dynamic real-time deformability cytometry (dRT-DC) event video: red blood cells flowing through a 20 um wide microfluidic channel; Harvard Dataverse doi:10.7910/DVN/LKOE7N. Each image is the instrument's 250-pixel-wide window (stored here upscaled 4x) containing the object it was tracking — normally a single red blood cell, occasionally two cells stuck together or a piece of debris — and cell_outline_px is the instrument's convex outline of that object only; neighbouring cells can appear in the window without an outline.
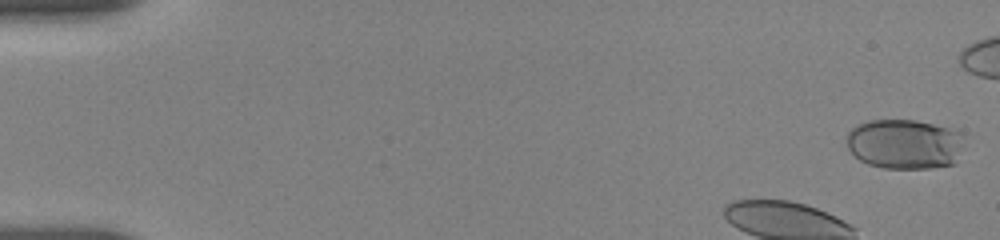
{"species": "human", "species_latin": "Homo sapiens", "temperature_condition": "room temperature", "stored_images_in_passage": 48, "camera_frame_rate_fps": 3000, "um_per_image_px": 0.085, "donor": {"sex": "female"}, "frame": {"image": 1, "passage_image": 1, "time_ms": 0.0, "image_size_px": [1000, 240], "cell_outline_px": [[960, 144], [956, 164], [932, 168], [884, 168], [868, 164], [860, 160], [848, 148], [848, 132], [852, 128], [868, 120], [916, 120], [948, 128], [960, 132]], "centroid_in_image_um": [76.86, 12.25], "position_along_channel_um": 8.1, "area_um2": 33.76}}
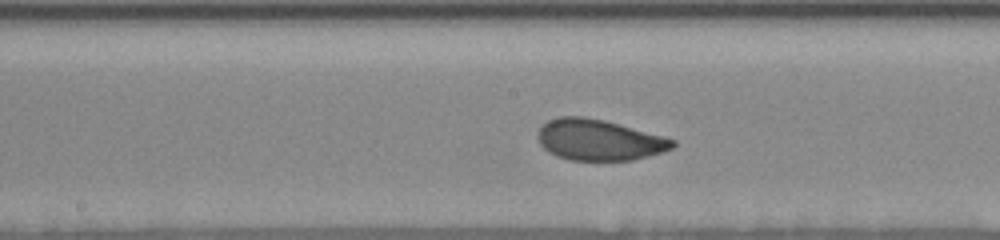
{"frame": {"image": 2, "passage_image": 31, "time_ms": 8.0, "image_size_px": [1000, 240], "cell_outline_px": [[676, 144], [672, 148], [648, 156], [632, 160], [568, 160], [556, 156], [548, 152], [540, 144], [540, 128], [548, 120], [560, 116], [584, 116], [604, 120], [664, 136], [676, 140]], "centroid_in_image_um": [50.93, 11.89], "position_along_channel_um": 197.3, "area_um2": 31.96}}
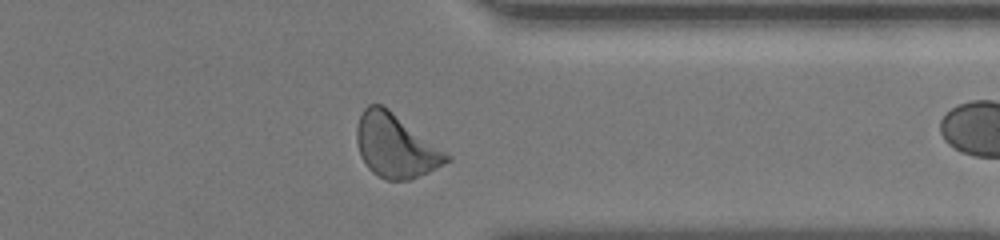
{"frame": {"image": 3, "passage_image": 47, "time_ms": 13.0, "image_size_px": [1000, 240], "cell_outline_px": [[452, 160], [412, 180], [384, 180], [372, 172], [368, 168], [360, 156], [356, 140], [356, 128], [360, 116], [364, 108], [368, 104], [380, 104], [388, 108], [452, 156]], "centroid_in_image_um": [33.62, 12.41], "position_along_channel_um": 377.8, "area_um2": 33.35}}